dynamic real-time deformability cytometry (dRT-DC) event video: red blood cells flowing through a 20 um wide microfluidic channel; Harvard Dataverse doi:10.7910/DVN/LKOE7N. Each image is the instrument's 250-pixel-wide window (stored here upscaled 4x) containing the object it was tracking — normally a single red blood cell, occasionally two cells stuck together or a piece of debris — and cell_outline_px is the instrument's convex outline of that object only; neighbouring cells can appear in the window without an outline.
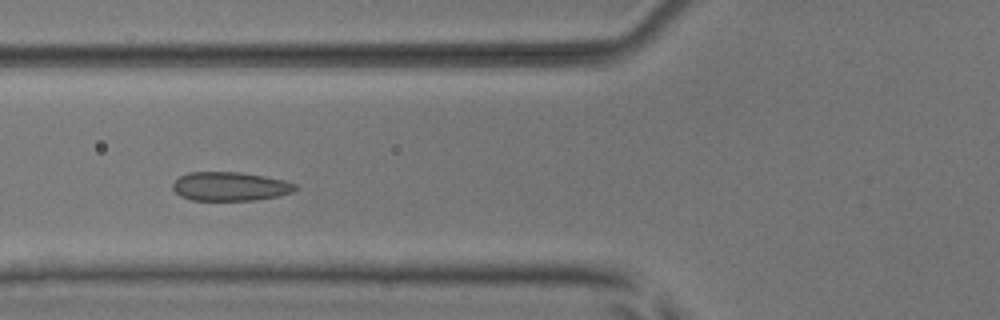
{"species": "common noctule bat (a hibernating species)", "species_latin": "Nyctalus noctula", "temperature_condition": "room temperature", "stored_images_in_passage": 8, "camera_frame_rate_fps": 3000, "um_per_image_px": 0.085, "animal": {"sex": "male", "body_mass_g": 17.9, "forearm_length_mm": 54.2}, "frame": {"image": 1, "passage_image": 5, "time_ms": 1.333, "image_size_px": [1000, 320], "cell_outline_px": [[296, 188], [292, 192], [276, 196], [256, 200], [192, 200], [180, 196], [172, 188], [172, 184], [180, 176], [188, 172], [240, 172], [264, 176], [284, 180], [296, 184]], "centroid_in_image_um": [19.53, 15.84], "position_along_channel_um": 106.3, "area_um2": 20.52}}
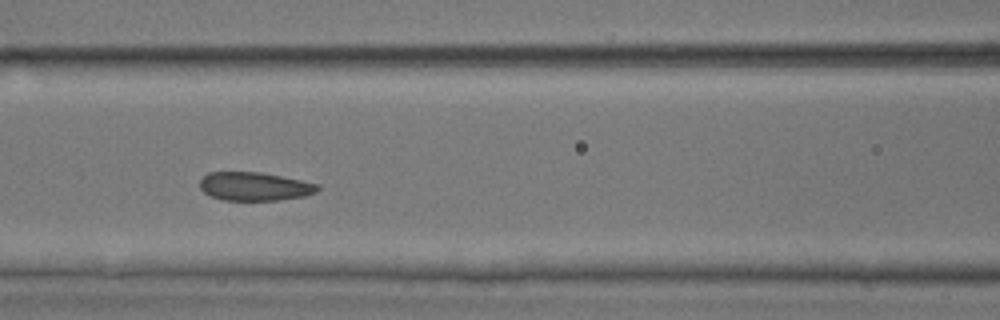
{"frame": {"image": 2, "passage_image": 6, "time_ms": 1.667, "image_size_px": [1000, 320], "cell_outline_px": [[320, 188], [316, 192], [304, 196], [280, 200], [224, 200], [212, 196], [204, 192], [200, 188], [200, 180], [208, 172], [260, 172], [320, 184]], "centroid_in_image_um": [21.65, 15.84], "position_along_channel_um": 145.0, "area_um2": 19.48}}
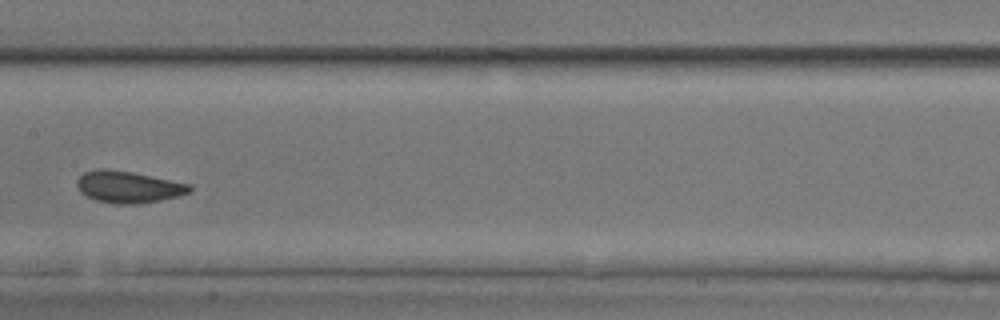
{"frame": {"image": 3, "passage_image": 7, "time_ms": 2.0, "image_size_px": [1000, 320], "cell_outline_px": [[192, 192], [180, 196], [160, 200], [136, 204], [116, 204], [96, 200], [80, 192], [76, 184], [76, 180], [84, 172], [96, 168], [108, 168], [132, 172], [192, 184]], "centroid_in_image_um": [10.92, 15.88], "position_along_channel_um": 196.5, "area_um2": 21.1}}